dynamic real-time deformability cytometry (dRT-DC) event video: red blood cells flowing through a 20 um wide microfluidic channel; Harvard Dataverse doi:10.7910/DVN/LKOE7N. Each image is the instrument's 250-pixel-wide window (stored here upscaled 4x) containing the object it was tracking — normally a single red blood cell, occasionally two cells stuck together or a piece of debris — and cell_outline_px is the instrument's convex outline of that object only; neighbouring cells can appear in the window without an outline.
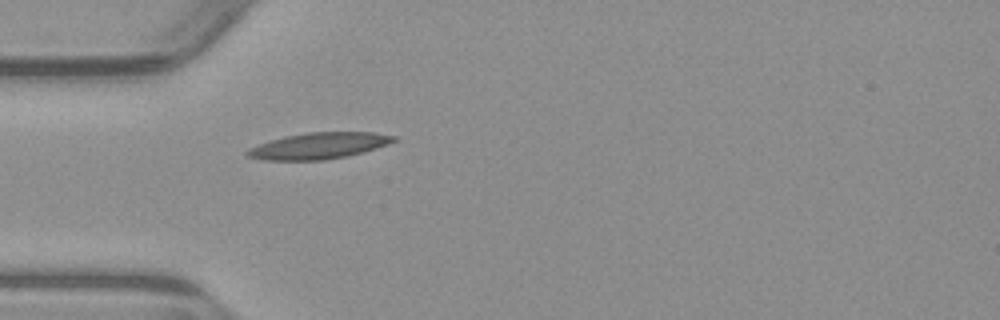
{"species": "common noctule bat (a hibernating species)", "species_latin": "Nyctalus noctula", "temperature_condition": "warm", "stored_images_in_passage": 38, "camera_frame_rate_fps": 3000, "um_per_image_px": 0.085, "animal": {"sex": "male", "body_mass_g": 23.1, "forearm_length_mm": 52.7}, "frame": {"image": 1, "passage_image": 1, "time_ms": 0.0, "image_size_px": [1000, 320], "cell_outline_px": [[396, 140], [388, 144], [376, 148], [344, 156], [324, 160], [264, 160], [248, 156], [244, 152], [248, 148], [284, 136], [308, 132], [376, 132], [396, 136]], "centroid_in_image_um": [27.09, 12.38], "position_along_channel_um": 57.9, "area_um2": 22.2}}
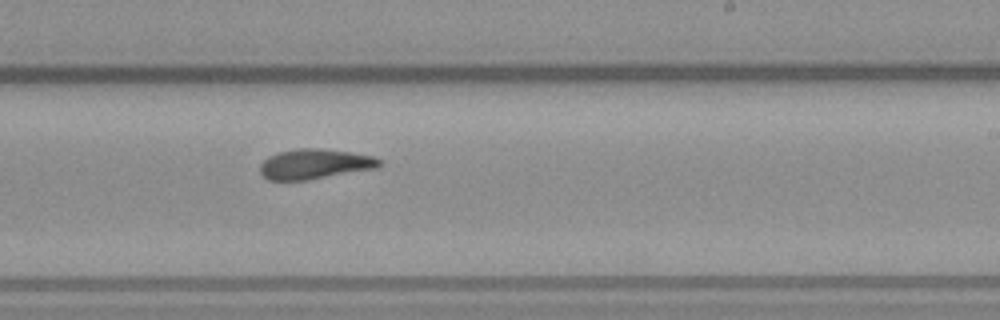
{"frame": {"image": 2, "passage_image": 17, "time_ms": 5.333, "image_size_px": [1000, 320], "cell_outline_px": [[380, 164], [376, 168], [308, 180], [268, 180], [260, 172], [260, 164], [268, 156], [276, 152], [296, 148], [320, 148], [348, 152], [372, 156], [380, 160]], "centroid_in_image_um": [26.69, 13.94], "position_along_channel_um": 262.3, "area_um2": 20.81}}
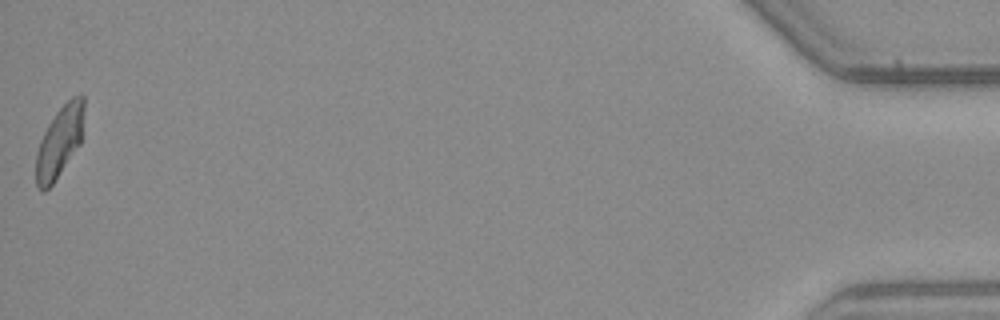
{"frame": {"image": 3, "passage_image": 38, "time_ms": 12.333, "image_size_px": [1000, 320], "cell_outline_px": [[84, 108], [80, 144], [52, 184], [44, 192], [40, 192], [36, 184], [36, 152], [40, 140], [48, 124], [56, 112], [72, 96], [80, 92], [84, 96]], "centroid_in_image_um": [5.05, 12.03], "position_along_channel_um": 430.1, "area_um2": 19.83}, "authors_computed_cell_mechanics": {"area_um2": 20.808, "velocity_mm_per_s": 3.8898, "shape_relaxation_time_tau1_ms": 5.6787, "shape_relaxation_time_tau2_ms": 2.9235, "deformation_change_tau1": 0.184, "deformation_change_tau2": 0.1126}}